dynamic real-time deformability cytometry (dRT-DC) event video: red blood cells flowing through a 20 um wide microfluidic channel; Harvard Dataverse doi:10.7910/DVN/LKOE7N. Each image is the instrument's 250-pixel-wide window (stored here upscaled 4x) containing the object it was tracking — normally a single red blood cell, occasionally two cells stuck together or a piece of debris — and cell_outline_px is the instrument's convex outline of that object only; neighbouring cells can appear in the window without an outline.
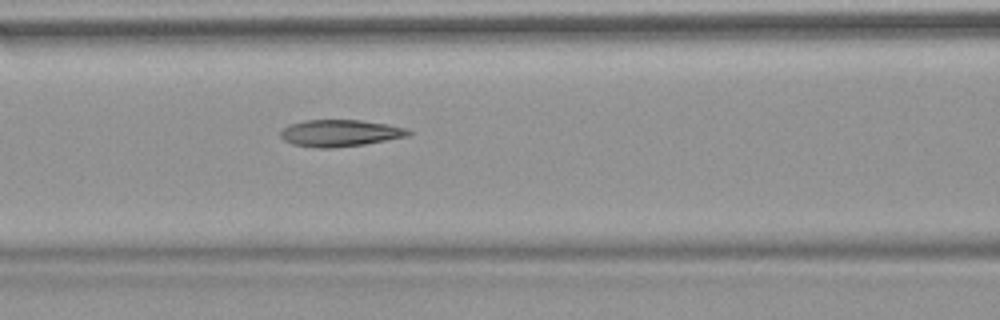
{"species": "common noctule bat (a hibernating species)", "species_latin": "Nyctalus noctula", "temperature_condition": "warm", "stored_images_in_passage": 53, "camera_frame_rate_fps": 3000, "um_per_image_px": 0.085, "animal": {"sex": "female", "body_mass_g": 18.4}, "frame": {"image": 1, "passage_image": 23, "time_ms": 7.333, "image_size_px": [1000, 320], "cell_outline_px": [[412, 132], [408, 136], [364, 144], [332, 148], [316, 148], [292, 144], [284, 140], [280, 136], [280, 132], [288, 124], [304, 120], [360, 120], [388, 124], [408, 128]], "centroid_in_image_um": [28.89, 11.31], "position_along_channel_um": 137.7, "area_um2": 20.06}, "authors_computed_cell_mechanics": {"area_um2": 21.386, "velocity_mm_per_s": 3.8358, "shape_relaxation_time_tau1_ms": null, "shape_relaxation_time_tau2_ms": 2.4601, "deformation_change_tau1": null, "deformation_change_tau2": 0.1142}}